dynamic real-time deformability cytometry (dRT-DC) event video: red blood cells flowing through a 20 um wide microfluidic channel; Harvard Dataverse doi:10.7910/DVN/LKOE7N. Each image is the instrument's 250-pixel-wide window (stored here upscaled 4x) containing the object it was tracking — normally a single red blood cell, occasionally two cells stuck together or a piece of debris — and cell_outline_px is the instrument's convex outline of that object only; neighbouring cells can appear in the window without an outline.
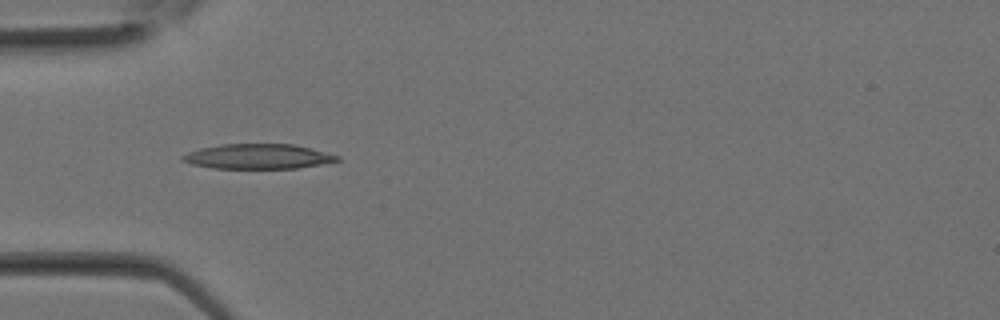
{"species": "Egyptian fruit bat (a non-hibernating species)", "species_latin": "Rousettus aegyptiacus", "temperature_condition": "room temperature", "stored_images_in_passage": 13, "camera_frame_rate_fps": 3000, "um_per_image_px": 0.085, "animal": {"sex": "female"}, "frame": {"image": 1, "passage_image": 8, "time_ms": 2.333, "image_size_px": [1000, 320], "cell_outline_px": [[340, 160], [320, 164], [296, 168], [212, 168], [192, 164], [180, 160], [180, 156], [188, 152], [200, 148], [220, 144], [292, 144], [340, 156]], "centroid_in_image_um": [21.86, 13.3], "position_along_channel_um": 63.1, "area_um2": 22.25}}
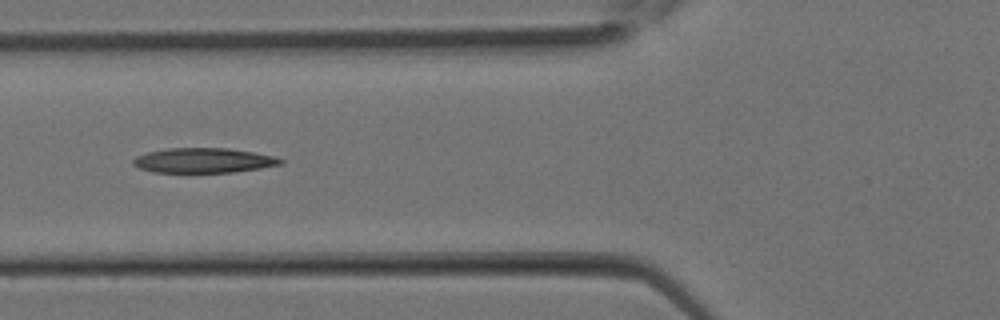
{"frame": {"image": 2, "passage_image": 10, "time_ms": 3.0, "image_size_px": [1000, 320], "cell_outline_px": [[284, 164], [260, 168], [232, 172], [152, 172], [140, 168], [132, 164], [132, 160], [136, 156], [148, 152], [168, 148], [228, 148], [276, 156], [284, 160]], "centroid_in_image_um": [17.32, 13.63], "position_along_channel_um": 108.5, "area_um2": 21.33}}
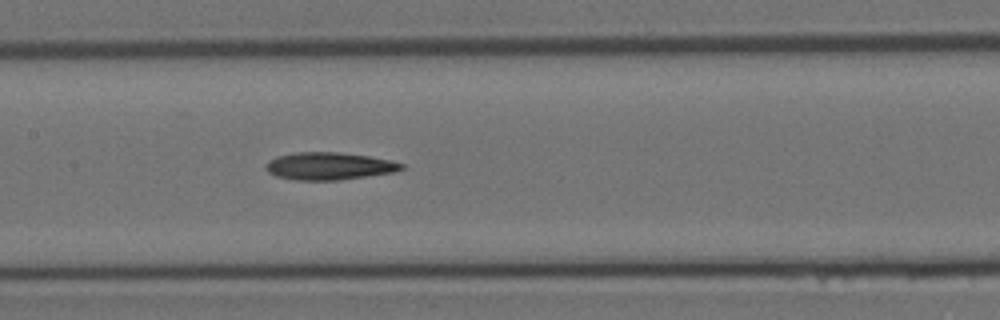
{"frame": {"image": 3, "passage_image": 13, "time_ms": 4.0, "image_size_px": [1000, 320], "cell_outline_px": [[404, 168], [396, 172], [340, 180], [296, 180], [276, 176], [268, 172], [264, 168], [268, 160], [276, 156], [292, 152], [336, 152], [368, 156], [392, 160], [404, 164]], "centroid_in_image_um": [27.96, 14.11], "position_along_channel_um": 179.4, "area_um2": 21.91}}